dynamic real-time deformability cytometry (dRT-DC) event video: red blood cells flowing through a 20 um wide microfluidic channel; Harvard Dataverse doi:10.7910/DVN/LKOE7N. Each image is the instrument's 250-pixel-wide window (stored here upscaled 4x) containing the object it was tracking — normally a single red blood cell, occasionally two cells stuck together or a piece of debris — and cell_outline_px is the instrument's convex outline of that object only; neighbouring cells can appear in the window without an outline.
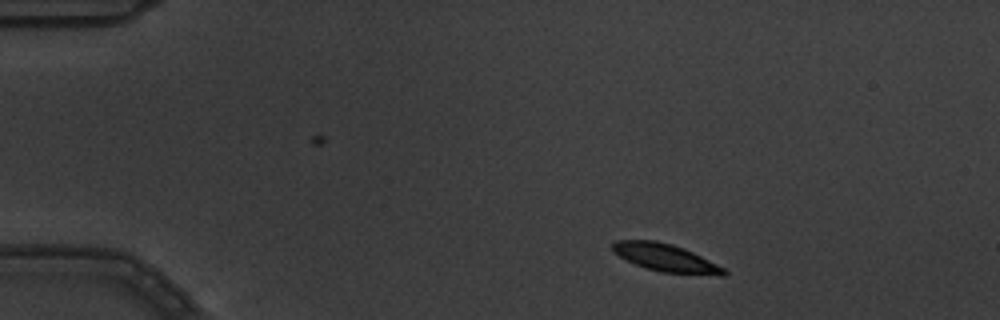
{"species": "common noctule bat (a hibernating species)", "species_latin": "Nyctalus noctula", "temperature_condition": "warm", "stored_images_in_passage": 5, "camera_frame_rate_fps": 3000, "um_per_image_px": 0.085, "animal": {"sex": "male", "body_mass_g": 19.5, "forearm_length_mm": 54.6}, "frame": {"image": 1, "passage_image": 2, "time_ms": 0.333, "image_size_px": [1000, 320], "cell_outline_px": [[728, 272], [724, 276], [720, 276], [660, 272], [636, 264], [620, 256], [612, 248], [612, 244], [616, 240], [656, 240], [672, 244], [684, 248], [724, 268]], "centroid_in_image_um": [56.62, 21.91], "position_along_channel_um": 28.4, "area_um2": 17.74}}
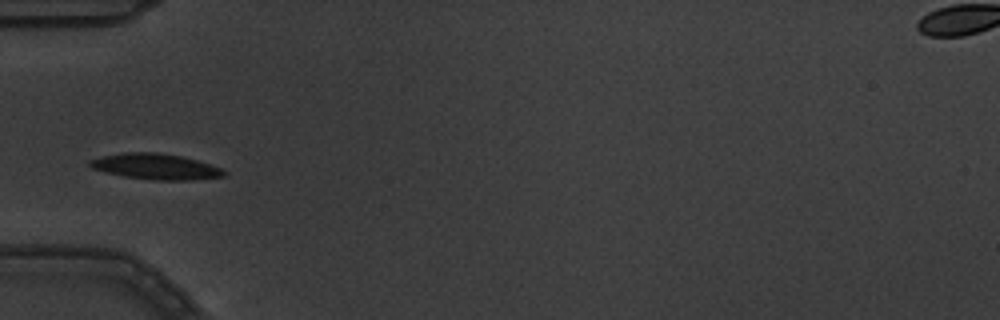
{"frame": {"image": 2, "passage_image": 5, "time_ms": 1.333, "image_size_px": [1000, 320], "cell_outline_px": [[228, 172], [224, 176], [192, 180], [156, 180], [124, 176], [104, 172], [92, 168], [88, 164], [88, 160], [100, 156], [124, 152], [156, 152], [180, 156], [196, 160], [220, 168]], "centroid_in_image_um": [13.18, 14.15], "position_along_channel_um": 71.8, "area_um2": 20.06}}